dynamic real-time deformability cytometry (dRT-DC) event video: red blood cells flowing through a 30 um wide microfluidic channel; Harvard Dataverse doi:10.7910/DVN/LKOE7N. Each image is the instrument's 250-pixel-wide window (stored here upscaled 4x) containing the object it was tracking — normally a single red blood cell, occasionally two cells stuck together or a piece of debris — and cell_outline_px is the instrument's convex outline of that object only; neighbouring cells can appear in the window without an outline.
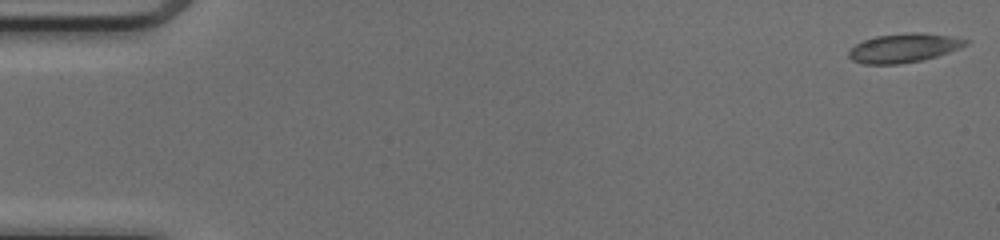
{"species": "common noctule bat (a hibernating species)", "species_latin": "Nyctalus noctula", "temperature_condition": "cold", "stored_images_in_passage": 50, "camera_frame_rate_fps": 3000, "um_per_image_px": 0.085, "animal": {"sex": "female", "body_mass_g": 17.0, "forearm_length_mm": 48.0}, "frame": {"image": 1, "passage_image": 1, "time_ms": 0.0, "image_size_px": [1000, 240], "cell_outline_px": [[972, 40], [968, 44], [960, 48], [924, 60], [900, 64], [864, 64], [852, 60], [848, 56], [848, 52], [856, 44], [864, 40], [876, 36], [908, 32], [920, 32], [948, 36]], "centroid_in_image_um": [76.84, 4.08], "position_along_channel_um": 8.2, "area_um2": 19.77}}
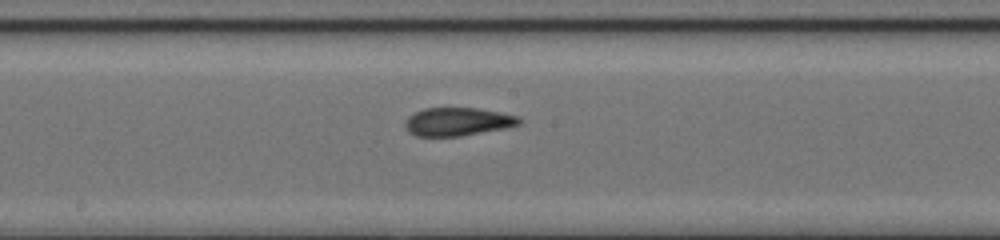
{"frame": {"image": 2, "passage_image": 27, "time_ms": 8.667, "image_size_px": [1000, 240], "cell_outline_px": [[520, 124], [504, 128], [460, 136], [416, 136], [408, 132], [404, 124], [404, 120], [408, 116], [424, 108], [476, 108], [500, 112], [516, 116], [520, 120]], "centroid_in_image_um": [38.84, 10.34], "position_along_channel_um": 209.4, "area_um2": 18.61}}
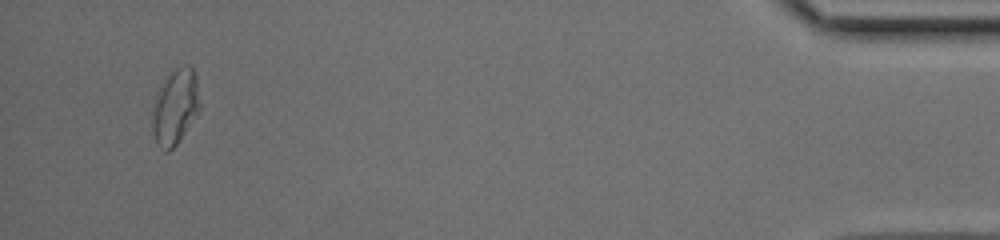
{"frame": {"image": 3, "passage_image": 48, "time_ms": 15.667, "image_size_px": [1000, 240], "cell_outline_px": [[200, 108], [176, 144], [168, 152], [164, 152], [156, 144], [152, 132], [152, 104], [156, 92], [168, 76], [176, 68], [188, 64], [192, 68], [196, 76], [200, 104]], "centroid_in_image_um": [14.85, 9.1], "position_along_channel_um": 420.3, "area_um2": 20.75}, "authors_computed_cell_mechanics": {"area_um2": 19.2763, "velocity_mm_per_s": 4.1276, "shape_relaxation_time_tau1_ms": null, "shape_relaxation_time_tau2_ms": 1.5114, "deformation_change_tau1": null, "deformation_change_tau2": 0.0722}}